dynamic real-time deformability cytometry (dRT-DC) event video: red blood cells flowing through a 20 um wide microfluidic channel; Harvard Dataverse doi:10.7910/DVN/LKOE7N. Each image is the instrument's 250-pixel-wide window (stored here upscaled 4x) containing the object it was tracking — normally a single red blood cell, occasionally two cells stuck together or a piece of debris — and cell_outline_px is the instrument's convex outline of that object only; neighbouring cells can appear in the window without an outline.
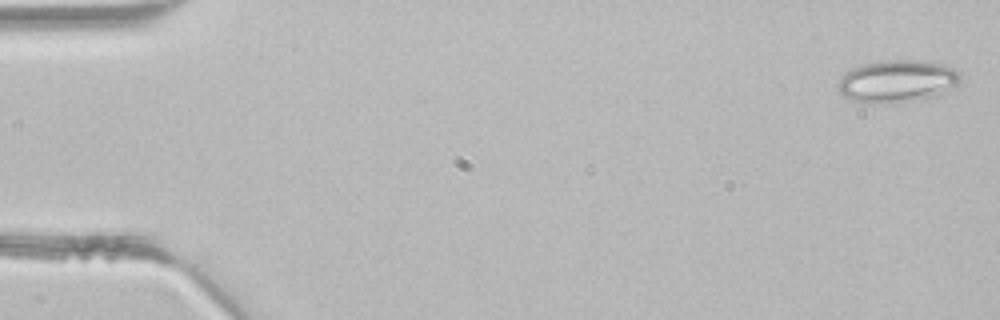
{"species": "common noctule bat (a hibernating species)", "species_latin": "Nyctalus noctula", "temperature_condition": "room temperature", "stored_images_in_passage": 3, "camera_frame_rate_fps": 3000, "um_per_image_px": 0.085, "animal": {"sex": "male", "body_mass_g": 21.5, "forearm_length_mm": 52.0}, "frame": {"image": 1, "passage_image": 1, "time_ms": 0.0, "image_size_px": [1000, 320], "cell_outline_px": [[960, 80], [948, 92], [940, 96], [920, 100], [884, 104], [852, 100], [844, 96], [836, 88], [836, 84], [848, 68], [864, 64], [884, 60], [916, 60], [944, 64], [956, 68], [960, 72]], "centroid_in_image_um": [76.28, 6.91], "position_along_channel_um": 8.7, "area_um2": 30.81}}